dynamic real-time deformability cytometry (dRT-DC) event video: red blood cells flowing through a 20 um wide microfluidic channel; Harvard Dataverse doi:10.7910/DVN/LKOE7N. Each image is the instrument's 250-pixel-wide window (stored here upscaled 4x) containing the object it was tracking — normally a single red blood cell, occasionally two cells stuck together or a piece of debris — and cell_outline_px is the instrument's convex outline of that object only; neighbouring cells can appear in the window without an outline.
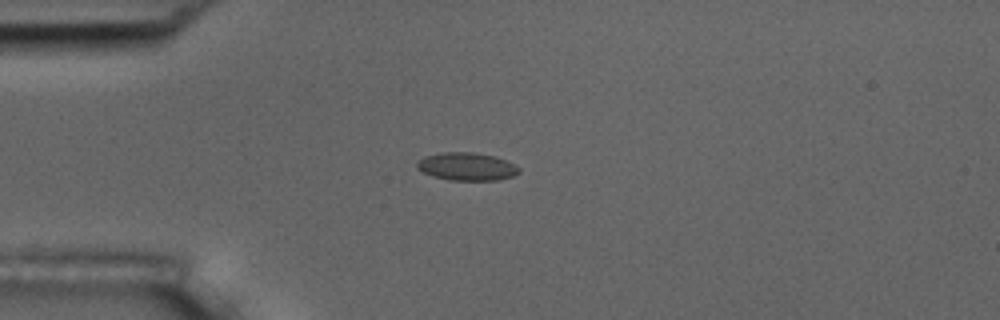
{"species": "common noctule bat (a hibernating species)", "species_latin": "Nyctalus noctula", "temperature_condition": "room temperature", "stored_images_in_passage": 7, "camera_frame_rate_fps": 3000, "um_per_image_px": 0.085, "animal": {"sex": "male", "body_mass_g": 17.5, "forearm_length_mm": 52.3}, "frame": {"image": 1, "passage_image": 4, "time_ms": 3.333, "image_size_px": [1000, 320], "cell_outline_px": [[520, 172], [512, 176], [500, 180], [452, 180], [432, 176], [416, 168], [416, 164], [424, 156], [444, 152], [476, 152], [496, 156], [508, 160], [520, 168]], "centroid_in_image_um": [39.71, 14.15], "position_along_channel_um": 45.3, "area_um2": 16.7}}
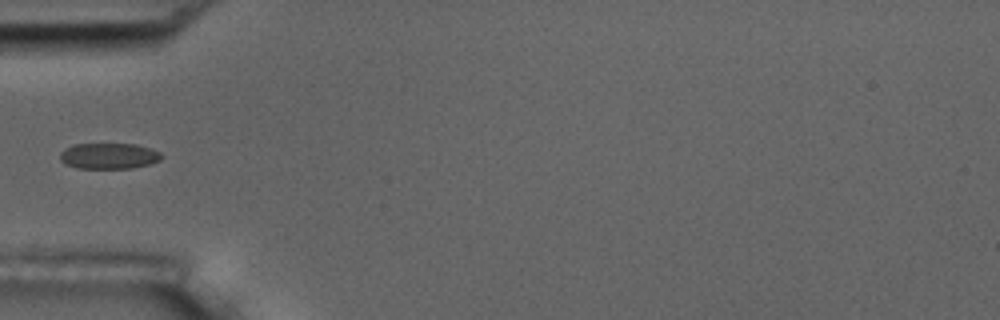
{"frame": {"image": 2, "passage_image": 5, "time_ms": 4.667, "image_size_px": [1000, 320], "cell_outline_px": [[164, 156], [160, 160], [148, 164], [132, 168], [76, 168], [64, 164], [60, 160], [60, 152], [64, 148], [72, 144], [136, 144], [152, 148], [160, 152]], "centroid_in_image_um": [9.24, 13.25], "position_along_channel_um": 75.8, "area_um2": 15.49}}